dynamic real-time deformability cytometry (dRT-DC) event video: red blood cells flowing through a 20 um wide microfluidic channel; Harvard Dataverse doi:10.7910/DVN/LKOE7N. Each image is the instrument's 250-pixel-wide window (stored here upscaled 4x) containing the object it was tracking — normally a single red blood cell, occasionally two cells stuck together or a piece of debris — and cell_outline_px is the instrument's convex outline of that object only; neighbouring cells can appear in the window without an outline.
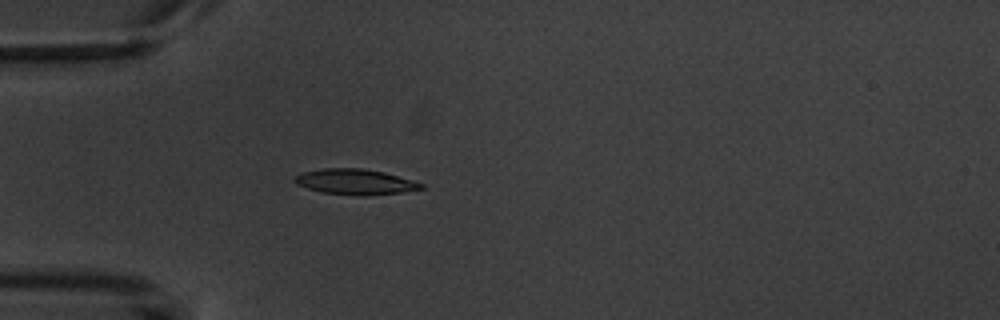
{"species": "common noctule bat (a hibernating species)", "species_latin": "Nyctalus noctula", "temperature_condition": "warm", "stored_images_in_passage": 4, "camera_frame_rate_fps": 3000, "um_per_image_px": 0.085, "animal": {"sex": "male", "body_mass_g": 20.1, "forearm_length_mm": 53.5}, "frame": {"image": 1, "passage_image": 4, "time_ms": 3.333, "image_size_px": [1000, 320], "cell_outline_px": [[424, 188], [404, 192], [364, 196], [356, 196], [320, 192], [296, 184], [292, 180], [296, 176], [304, 172], [324, 168], [364, 168], [384, 172], [412, 180], [424, 184]], "centroid_in_image_um": [30.2, 15.46], "position_along_channel_um": 54.8, "area_um2": 18.9}}